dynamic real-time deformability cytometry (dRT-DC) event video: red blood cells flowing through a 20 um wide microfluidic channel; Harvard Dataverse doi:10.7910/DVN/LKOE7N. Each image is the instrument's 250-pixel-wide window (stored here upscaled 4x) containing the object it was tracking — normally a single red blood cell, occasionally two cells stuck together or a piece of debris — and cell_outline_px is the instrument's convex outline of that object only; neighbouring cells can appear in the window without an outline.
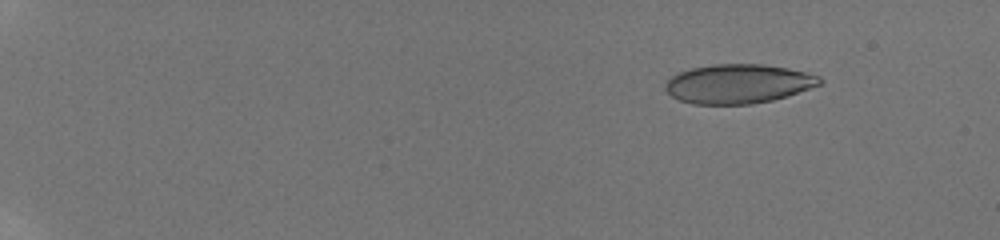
{"species": "human", "species_latin": "Homo sapiens", "temperature_condition": "room temperature", "stored_images_in_passage": 10, "camera_frame_rate_fps": 3000, "um_per_image_px": 0.085, "donor": {"sex": "male"}, "frame": {"image": 1, "passage_image": 3, "time_ms": 1.667, "image_size_px": [1000, 240], "cell_outline_px": [[824, 80], [820, 84], [788, 96], [772, 100], [752, 104], [692, 104], [680, 100], [672, 96], [664, 88], [664, 84], [672, 76], [680, 72], [692, 68], [712, 64], [764, 64], [788, 68], [820, 76]], "centroid_in_image_um": [62.75, 7.12], "position_along_channel_um": 22.2, "area_um2": 35.26}}
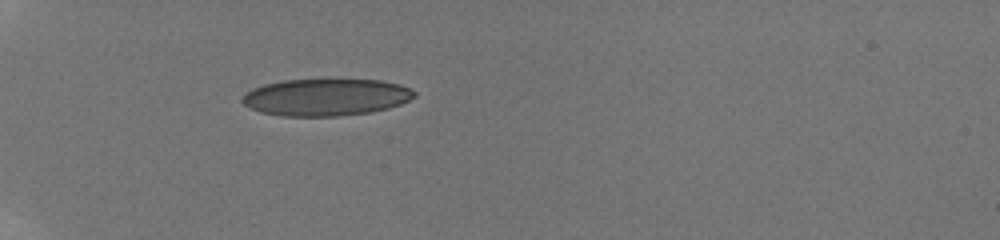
{"frame": {"image": 2, "passage_image": 8, "time_ms": 6.0, "image_size_px": [1000, 240], "cell_outline_px": [[416, 96], [400, 104], [388, 108], [372, 112], [340, 116], [280, 116], [260, 112], [248, 108], [240, 100], [252, 88], [264, 84], [284, 80], [380, 80], [400, 84], [416, 92]], "centroid_in_image_um": [27.69, 8.27], "position_along_channel_um": 57.3, "area_um2": 37.17}}
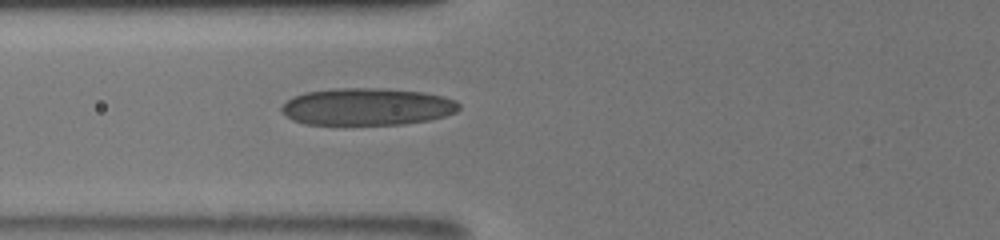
{"frame": {"image": 3, "passage_image": 10, "time_ms": 7.667, "image_size_px": [1000, 240], "cell_outline_px": [[460, 108], [456, 112], [444, 116], [428, 120], [404, 124], [304, 124], [292, 120], [280, 112], [280, 108], [292, 96], [304, 92], [332, 88], [380, 88], [424, 92], [444, 96], [456, 100], [460, 104]], "centroid_in_image_um": [31.19, 9.06], "position_along_channel_um": 94.6, "area_um2": 38.73}}